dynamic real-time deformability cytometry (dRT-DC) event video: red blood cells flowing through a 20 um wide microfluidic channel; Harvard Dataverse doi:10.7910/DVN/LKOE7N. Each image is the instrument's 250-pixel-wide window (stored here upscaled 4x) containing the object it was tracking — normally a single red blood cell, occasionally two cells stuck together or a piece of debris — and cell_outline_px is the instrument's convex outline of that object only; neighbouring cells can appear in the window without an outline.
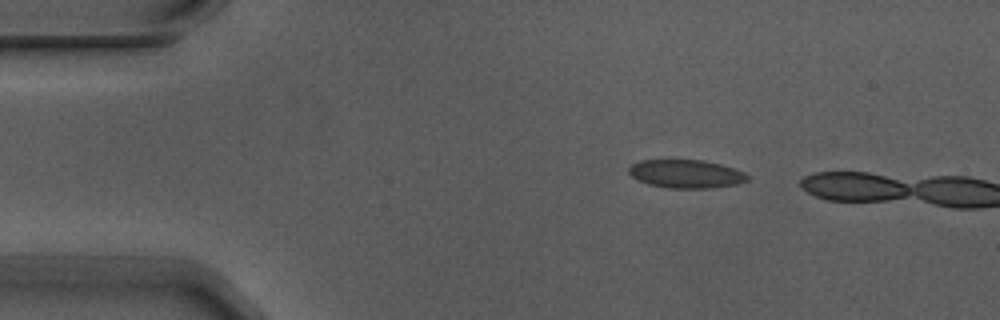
{"species": "Egyptian fruit bat (a non-hibernating species)", "species_latin": "Rousettus aegyptiacus", "temperature_condition": "warm", "stored_images_in_passage": 3, "camera_frame_rate_fps": 3000, "um_per_image_px": 0.085, "animal": {"sex": "male"}, "frame": {"image": 1, "passage_image": 1, "time_ms": 0.0, "image_size_px": [1000, 320], "cell_outline_px": [[748, 180], [736, 184], [708, 188], [668, 188], [648, 184], [636, 180], [628, 172], [628, 168], [632, 164], [640, 160], [704, 160], [720, 164], [744, 172], [748, 176]], "centroid_in_image_um": [58.27, 14.78], "position_along_channel_um": 26.7, "area_um2": 19.54}}